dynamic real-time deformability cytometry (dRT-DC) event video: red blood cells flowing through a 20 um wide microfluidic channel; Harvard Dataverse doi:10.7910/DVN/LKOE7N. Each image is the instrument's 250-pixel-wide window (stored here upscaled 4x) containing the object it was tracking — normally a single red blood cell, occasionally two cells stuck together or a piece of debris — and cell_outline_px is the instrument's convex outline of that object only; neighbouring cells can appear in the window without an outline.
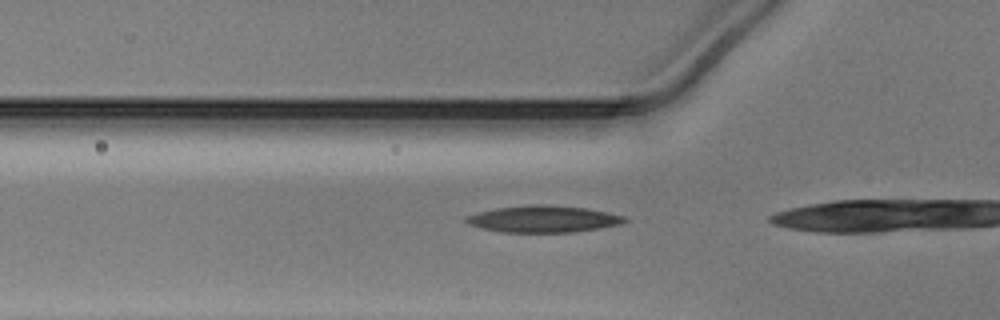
{"species": "Egyptian fruit bat (a non-hibernating species)", "species_latin": "Rousettus aegyptiacus", "temperature_condition": "warm", "stored_images_in_passage": 7, "camera_frame_rate_fps": 3000, "um_per_image_px": 0.085, "animal": {"sex": "male"}, "frame": {"image": 1, "passage_image": 3, "time_ms": 0.667, "image_size_px": [1000, 320], "cell_outline_px": [[628, 220], [620, 224], [572, 232], [500, 232], [468, 224], [464, 220], [464, 216], [496, 208], [536, 204], [544, 204], [584, 208], [624, 216]], "centroid_in_image_um": [46.13, 18.61], "position_along_channel_um": 79.7, "area_um2": 24.28}}
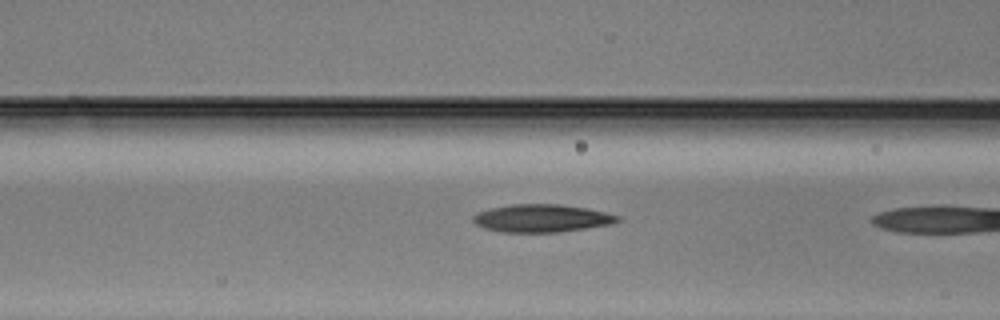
{"frame": {"image": 2, "passage_image": 6, "time_ms": 1.667, "image_size_px": [1000, 320], "cell_outline_px": [[620, 220], [612, 224], [560, 232], [500, 232], [484, 228], [476, 224], [472, 220], [472, 216], [476, 212], [492, 208], [512, 204], [560, 204], [588, 208], [620, 216]], "centroid_in_image_um": [46.03, 18.55], "position_along_channel_um": 120.6, "area_um2": 23.47}}